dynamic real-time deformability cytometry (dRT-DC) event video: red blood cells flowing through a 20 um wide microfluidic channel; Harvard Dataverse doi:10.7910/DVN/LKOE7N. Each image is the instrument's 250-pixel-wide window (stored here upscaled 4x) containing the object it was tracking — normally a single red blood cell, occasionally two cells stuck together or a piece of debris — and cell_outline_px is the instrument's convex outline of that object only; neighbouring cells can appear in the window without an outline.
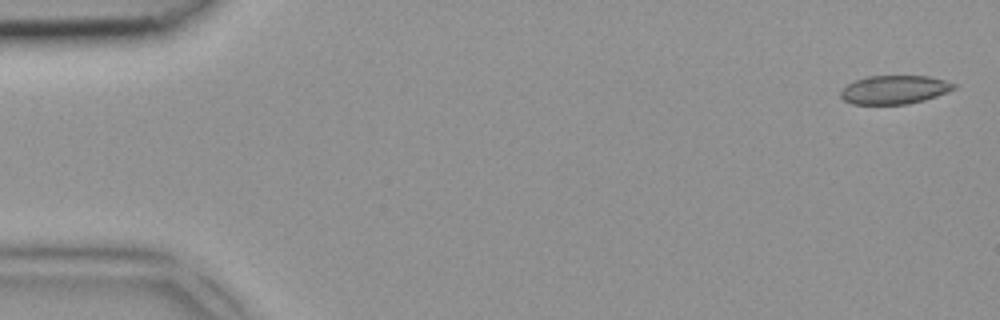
{"species": "common noctule bat (a hibernating species)", "species_latin": "Nyctalus noctula", "temperature_condition": "room temperature", "stored_images_in_passage": 3, "camera_frame_rate_fps": 3000, "um_per_image_px": 0.085, "animal": {"sex": "female", "body_mass_g": 18.4}, "frame": {"image": 1, "passage_image": 1, "time_ms": 0.0, "image_size_px": [1000, 320], "cell_outline_px": [[956, 88], [948, 92], [924, 100], [908, 104], [852, 104], [844, 100], [840, 96], [840, 92], [848, 84], [856, 80], [868, 76], [928, 76], [944, 80], [956, 84]], "centroid_in_image_um": [76.04, 7.63], "position_along_channel_um": 9.0, "area_um2": 18.79}}
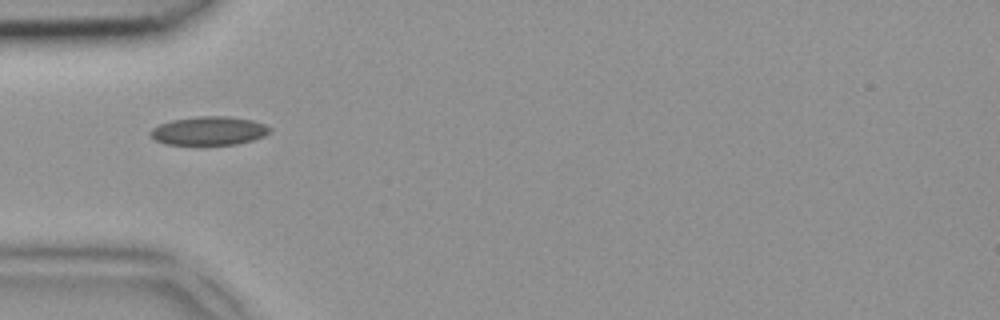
{"frame": {"image": 2, "passage_image": 3, "time_ms": 0.667, "image_size_px": [1000, 320], "cell_outline_px": [[272, 132], [264, 136], [252, 140], [236, 144], [164, 144], [156, 140], [148, 132], [152, 128], [160, 124], [172, 120], [196, 116], [228, 116], [252, 120], [264, 124], [272, 128]], "centroid_in_image_um": [17.78, 11.11], "position_along_channel_um": 67.2, "area_um2": 19.88}}